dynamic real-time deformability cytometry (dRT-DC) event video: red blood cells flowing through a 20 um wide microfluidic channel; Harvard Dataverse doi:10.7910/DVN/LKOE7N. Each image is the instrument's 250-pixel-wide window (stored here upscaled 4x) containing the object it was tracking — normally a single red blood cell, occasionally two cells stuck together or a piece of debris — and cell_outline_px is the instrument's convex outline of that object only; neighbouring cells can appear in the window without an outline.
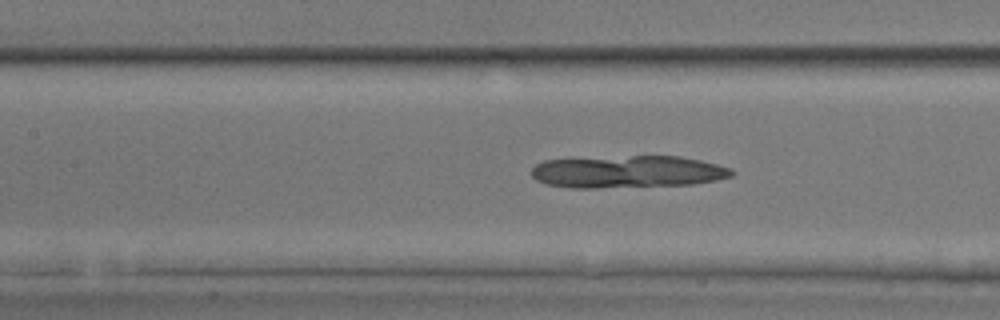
{"species": "common noctule bat (a hibernating species)", "species_latin": "Nyctalus noctula", "temperature_condition": "room temperature", "stored_images_in_passage": 52, "camera_frame_rate_fps": 3000, "um_per_image_px": 0.085, "animal": {"sex": "male", "body_mass_g": 17.9, "forearm_length_mm": 54.2}, "frame": {"image": 1, "passage_image": 24, "time_ms": 7.667, "image_size_px": [1000, 320], "cell_outline_px": [[736, 172], [732, 176], [716, 180], [692, 184], [596, 188], [572, 188], [544, 184], [536, 180], [532, 176], [532, 168], [536, 164], [544, 160], [632, 156], [680, 156], [700, 160], [732, 168]], "centroid_in_image_um": [53.36, 14.6], "position_along_channel_um": 154.0, "area_um2": 37.69}}
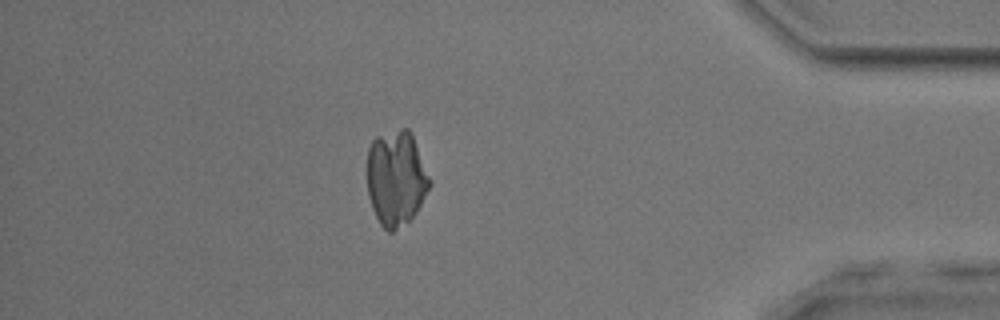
{"frame": {"image": 2, "passage_image": 46, "time_ms": 15.0, "image_size_px": [1000, 320], "cell_outline_px": [[432, 184], [416, 212], [408, 220], [392, 232], [388, 232], [380, 224], [372, 208], [368, 196], [368, 148], [372, 140], [376, 136], [400, 128], [408, 128], [412, 132], [432, 180]], "centroid_in_image_um": [33.69, 15.11], "position_along_channel_um": 401.5, "area_um2": 34.97}}